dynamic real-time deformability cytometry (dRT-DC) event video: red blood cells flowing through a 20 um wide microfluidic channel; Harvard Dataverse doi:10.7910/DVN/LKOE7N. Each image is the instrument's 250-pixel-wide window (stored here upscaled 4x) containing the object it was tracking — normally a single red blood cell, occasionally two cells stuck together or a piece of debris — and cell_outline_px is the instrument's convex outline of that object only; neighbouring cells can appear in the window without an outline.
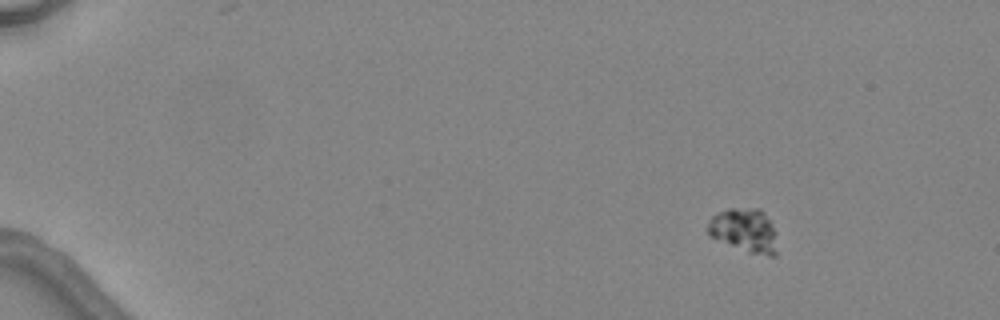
{"species": "common noctule bat (a hibernating species)", "species_latin": "Nyctalus noctula", "temperature_condition": "warm", "stored_images_in_passage": 5, "segment_of_instrument_passage": [1, 2], "camera_frame_rate_fps": 3000, "um_per_image_px": 0.085, "animal": {"sex": "female", "body_mass_g": 24.6, "forearm_length_mm": 56.2}, "frame": {"image": 1, "passage_image": 1, "time_ms": 0.0, "image_size_px": [1000, 320], "cell_outline_px": [[776, 256], [768, 256], [748, 252], [708, 236], [708, 220], [716, 212], [728, 208], [760, 208], [764, 212], [776, 232]], "centroid_in_image_um": [63.27, 19.57], "position_along_channel_um": 21.7, "area_um2": 17.92}}
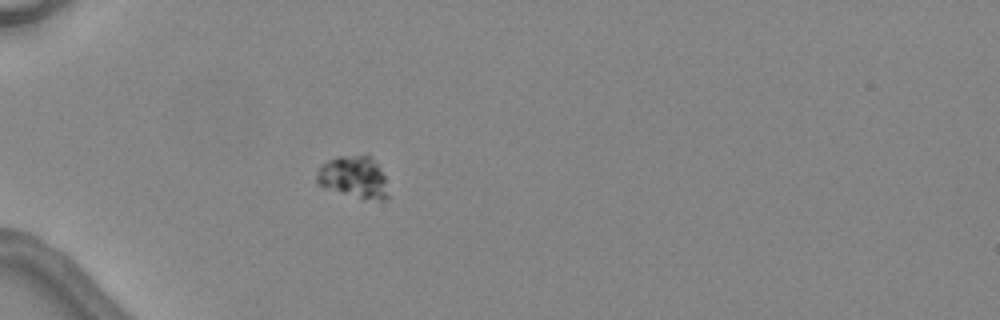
{"frame": {"image": 2, "passage_image": 4, "time_ms": 3.333, "image_size_px": [1000, 320], "cell_outline_px": [[388, 200], [380, 200], [340, 192], [324, 188], [316, 184], [316, 172], [320, 164], [336, 156], [368, 156], [376, 164], [384, 176], [388, 196]], "centroid_in_image_um": [29.99, 15.04], "position_along_channel_um": 55.0, "area_um2": 17.05}}